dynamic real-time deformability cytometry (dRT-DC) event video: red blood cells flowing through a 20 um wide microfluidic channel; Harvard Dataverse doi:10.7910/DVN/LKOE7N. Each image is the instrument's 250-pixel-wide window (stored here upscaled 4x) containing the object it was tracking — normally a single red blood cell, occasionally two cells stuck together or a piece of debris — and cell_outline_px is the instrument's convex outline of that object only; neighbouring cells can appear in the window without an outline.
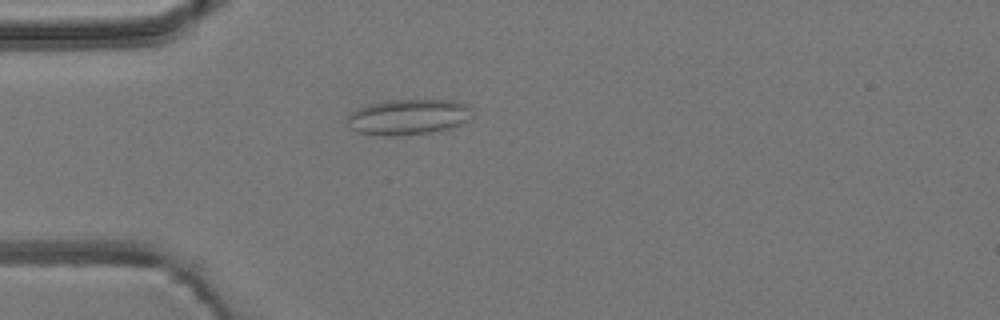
{"species": "common noctule bat (a hibernating species)", "species_latin": "Nyctalus noctula", "temperature_condition": "room temperature", "stored_images_in_passage": 5, "camera_frame_rate_fps": 3000, "um_per_image_px": 0.085, "animal": {"sex": "male", "body_mass_g": 19.2, "forearm_length_mm": 51.8}, "frame": {"image": 1, "passage_image": 4, "time_ms": 3.667, "image_size_px": [1000, 320], "cell_outline_px": [[472, 116], [468, 120], [452, 128], [432, 132], [392, 136], [356, 132], [352, 128], [348, 120], [348, 116], [356, 108], [388, 100], [456, 100], [472, 108]], "centroid_in_image_um": [34.76, 9.93], "position_along_channel_um": 50.2, "area_um2": 25.78}}